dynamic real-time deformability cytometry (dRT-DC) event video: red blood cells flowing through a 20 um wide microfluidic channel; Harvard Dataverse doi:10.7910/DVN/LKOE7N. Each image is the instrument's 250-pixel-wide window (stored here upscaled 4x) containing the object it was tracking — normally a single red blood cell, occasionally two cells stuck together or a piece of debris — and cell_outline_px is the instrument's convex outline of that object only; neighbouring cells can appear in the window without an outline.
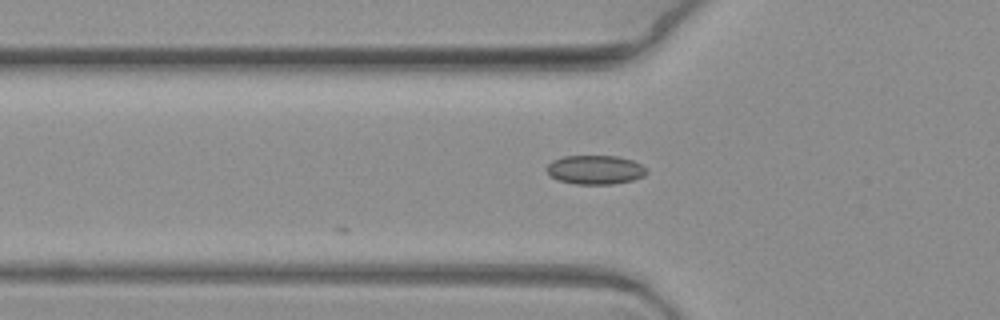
{"species": "common noctule bat (a hibernating species)", "species_latin": "Nyctalus noctula", "temperature_condition": "warm", "stored_images_in_passage": 5, "camera_frame_rate_fps": 3000, "um_per_image_px": 0.085, "animal": {"sex": "female", "body_mass_g": 19.3, "forearm_length_mm": 54.1}, "frame": {"image": 1, "passage_image": 2, "time_ms": 0.333, "image_size_px": [1000, 320], "cell_outline_px": [[648, 172], [644, 176], [632, 180], [612, 184], [576, 184], [560, 180], [552, 176], [544, 168], [552, 160], [564, 156], [616, 156], [632, 160], [648, 168]], "centroid_in_image_um": [50.61, 14.42], "position_along_channel_um": 75.2, "area_um2": 16.88}}
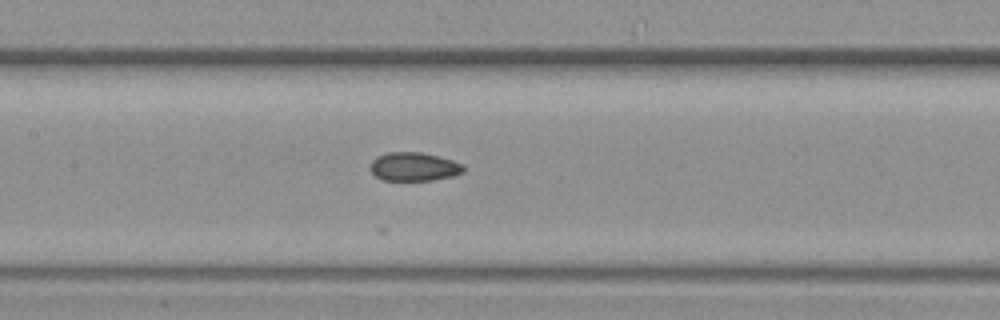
{"frame": {"image": 2, "passage_image": 5, "time_ms": 1.333, "image_size_px": [1000, 320], "cell_outline_px": [[464, 172], [452, 176], [432, 180], [384, 180], [376, 176], [372, 172], [372, 160], [376, 156], [388, 152], [420, 152], [452, 160], [464, 164]], "centroid_in_image_um": [35.2, 14.16], "position_along_channel_um": 172.2, "area_um2": 15.37}}